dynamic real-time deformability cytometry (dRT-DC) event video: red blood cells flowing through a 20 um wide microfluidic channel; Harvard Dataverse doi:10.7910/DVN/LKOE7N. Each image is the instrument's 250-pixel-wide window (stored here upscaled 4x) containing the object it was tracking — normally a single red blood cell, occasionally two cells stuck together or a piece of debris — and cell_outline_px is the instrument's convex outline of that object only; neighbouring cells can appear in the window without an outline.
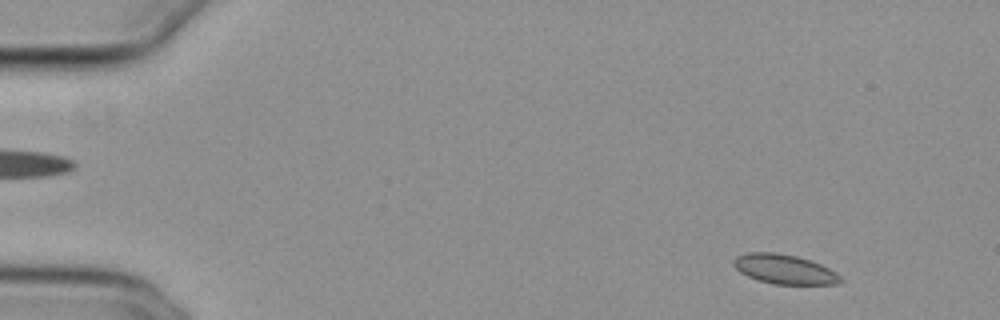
{"species": "common noctule bat (a hibernating species)", "species_latin": "Nyctalus noctula", "temperature_condition": "cold", "stored_images_in_passage": 54, "camera_frame_rate_fps": 3000, "um_per_image_px": 0.085, "animal": {"sex": "female", "body_mass_g": 29.2, "forearm_length_mm": 56.3}, "frame": {"image": 1, "passage_image": 5, "time_ms": 1.333, "image_size_px": [1000, 320], "cell_outline_px": [[844, 280], [840, 284], [772, 284], [748, 276], [740, 272], [732, 264], [732, 260], [736, 256], [748, 252], [776, 252], [796, 256], [820, 264], [836, 272]], "centroid_in_image_um": [66.67, 22.88], "position_along_channel_um": 18.3, "area_um2": 18.38}}
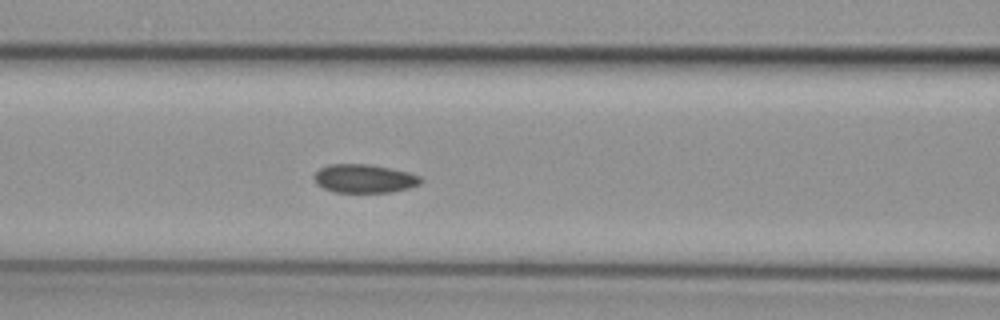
{"frame": {"image": 2, "passage_image": 23, "time_ms": 7.333, "image_size_px": [1000, 320], "cell_outline_px": [[424, 180], [420, 184], [408, 188], [392, 192], [336, 192], [324, 188], [316, 184], [312, 176], [320, 168], [328, 164], [368, 164], [408, 172], [420, 176]], "centroid_in_image_um": [30.95, 15.18], "position_along_channel_um": 135.6, "area_um2": 17.74}}
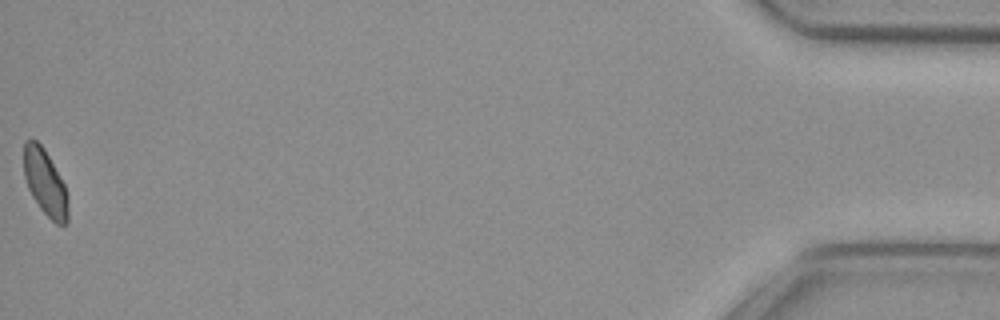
{"frame": {"image": 3, "passage_image": 54, "time_ms": 17.667, "image_size_px": [1000, 320], "cell_outline_px": [[68, 220], [64, 224], [56, 224], [40, 208], [32, 196], [28, 188], [24, 176], [24, 140], [36, 140], [44, 148], [64, 184], [68, 196]], "centroid_in_image_um": [3.84, 15.52], "position_along_channel_um": 431.4, "area_um2": 16.88}, "authors_computed_cell_mechanics": {"area_um2": 18.207, "velocity_mm_per_s": 3.8252, "shape_relaxation_time_tau1_ms": 5.8263, "shape_relaxation_time_tau2_ms": null, "deformation_change_tau1": 0.0622, "deformation_change_tau2": null}}